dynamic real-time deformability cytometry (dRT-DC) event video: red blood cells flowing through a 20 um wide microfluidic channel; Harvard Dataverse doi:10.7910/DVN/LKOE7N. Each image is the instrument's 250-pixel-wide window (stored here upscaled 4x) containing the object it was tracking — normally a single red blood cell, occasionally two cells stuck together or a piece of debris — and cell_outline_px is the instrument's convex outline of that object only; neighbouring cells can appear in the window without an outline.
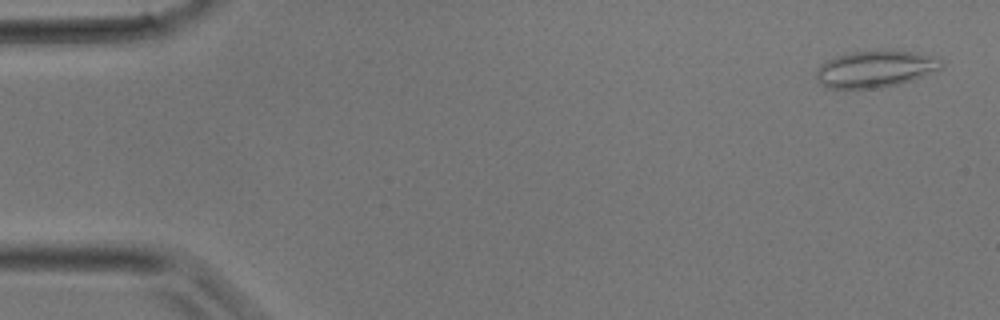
{"species": "common noctule bat (a hibernating species)", "species_latin": "Nyctalus noctula", "temperature_condition": "room temperature", "stored_images_in_passage": 36, "camera_frame_rate_fps": 3000, "um_per_image_px": 0.085, "animal": {"sex": "male", "body_mass_g": 17.9}, "frame": {"image": 1, "passage_image": 2, "time_ms": 0.333, "image_size_px": [1000, 320], "cell_outline_px": [[944, 64], [940, 68], [912, 80], [900, 84], [880, 88], [828, 88], [816, 80], [816, 72], [828, 60], [836, 56], [852, 52], [884, 48], [888, 48], [916, 52], [940, 56], [944, 60]], "centroid_in_image_um": [74.49, 5.82], "position_along_channel_um": 10.5, "area_um2": 27.34}}
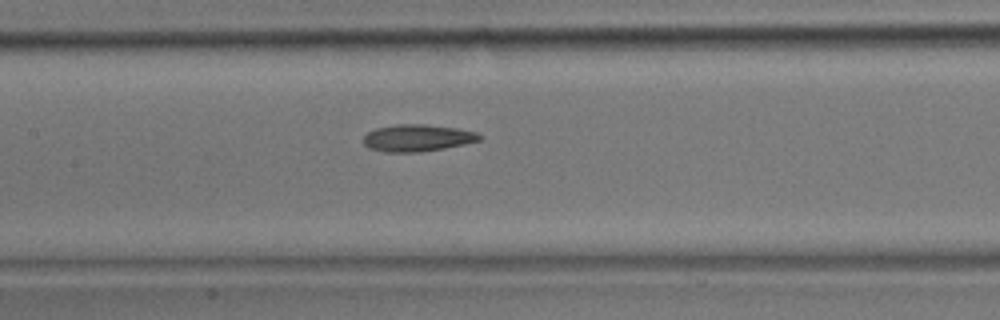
{"frame": {"image": 2, "passage_image": 17, "time_ms": 5.333, "image_size_px": [1000, 320], "cell_outline_px": [[484, 136], [480, 140], [464, 144], [444, 148], [420, 152], [388, 152], [368, 148], [364, 144], [364, 136], [368, 132], [376, 128], [396, 124], [424, 124], [460, 128], [476, 132]], "centroid_in_image_um": [35.5, 11.72], "position_along_channel_um": 171.9, "area_um2": 18.32}}
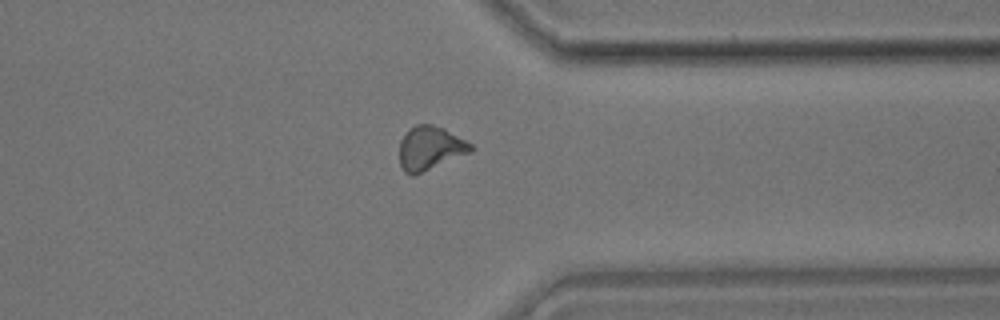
{"frame": {"image": 3, "passage_image": 28, "time_ms": 9.0, "image_size_px": [1000, 320], "cell_outline_px": [[476, 148], [472, 152], [412, 176], [404, 172], [400, 164], [400, 140], [408, 128], [416, 124], [432, 124], [444, 128], [472, 144]], "centroid_in_image_um": [36.56, 12.58], "position_along_channel_um": 374.8, "area_um2": 18.32}}